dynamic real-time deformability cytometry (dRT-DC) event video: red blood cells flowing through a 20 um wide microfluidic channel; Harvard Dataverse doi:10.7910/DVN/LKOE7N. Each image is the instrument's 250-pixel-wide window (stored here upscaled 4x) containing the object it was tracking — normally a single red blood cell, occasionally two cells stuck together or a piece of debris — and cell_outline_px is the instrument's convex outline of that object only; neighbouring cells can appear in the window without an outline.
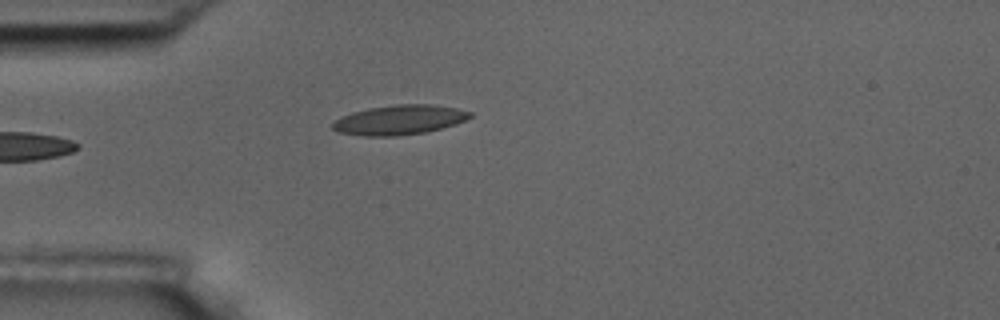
{"species": "common noctule bat (a hibernating species)", "species_latin": "Nyctalus noctula", "temperature_condition": "room temperature", "stored_images_in_passage": 4, "camera_frame_rate_fps": 3000, "um_per_image_px": 0.085, "animal": {"sex": "male", "body_mass_g": 17.5, "forearm_length_mm": 52.3}, "frame": {"image": 1, "passage_image": 3, "time_ms": 2.333, "image_size_px": [1000, 320], "cell_outline_px": [[472, 116], [456, 124], [424, 132], [396, 136], [364, 136], [336, 132], [332, 128], [332, 124], [340, 116], [352, 112], [368, 108], [396, 104], [432, 104], [456, 108], [472, 112]], "centroid_in_image_um": [33.92, 10.18], "position_along_channel_um": 51.1, "area_um2": 23.76}}